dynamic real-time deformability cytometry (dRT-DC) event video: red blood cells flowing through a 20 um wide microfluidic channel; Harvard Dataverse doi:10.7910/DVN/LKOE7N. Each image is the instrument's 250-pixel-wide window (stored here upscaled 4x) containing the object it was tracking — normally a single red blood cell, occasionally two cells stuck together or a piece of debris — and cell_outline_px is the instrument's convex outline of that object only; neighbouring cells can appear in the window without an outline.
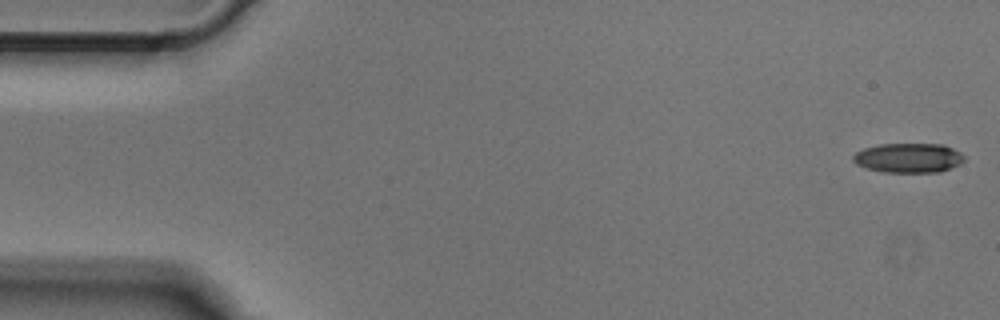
{"species": "Egyptian fruit bat (a non-hibernating species)", "species_latin": "Rousettus aegyptiacus", "temperature_condition": "cold", "stored_images_in_passage": 50, "camera_frame_rate_fps": 3000, "um_per_image_px": 0.085, "animal": {"sex": "male"}, "frame": {"image": 1, "passage_image": 1, "time_ms": 0.0, "image_size_px": [1000, 320], "cell_outline_px": [[964, 160], [960, 164], [940, 172], [880, 172], [864, 168], [856, 164], [852, 160], [852, 156], [856, 152], [864, 148], [880, 144], [940, 144], [952, 148], [960, 152], [964, 156]], "centroid_in_image_um": [77.19, 13.43], "position_along_channel_um": 7.8, "area_um2": 19.25}}
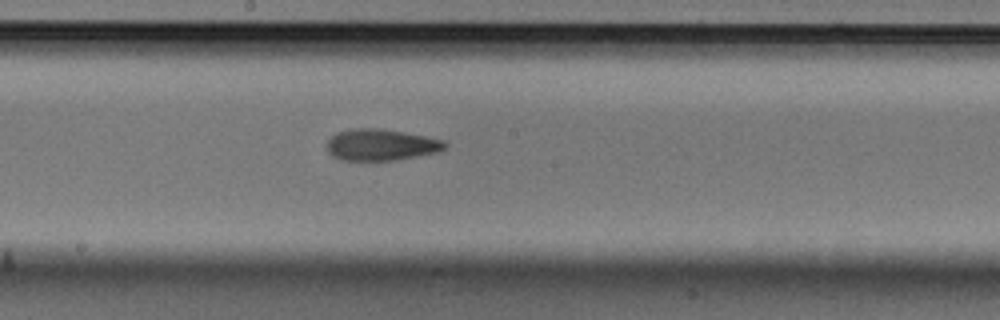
{"frame": {"image": 2, "passage_image": 26, "time_ms": 8.333, "image_size_px": [1000, 320], "cell_outline_px": [[448, 144], [440, 152], [396, 160], [340, 160], [332, 156], [328, 152], [328, 140], [336, 132], [356, 128], [376, 128], [404, 132], [444, 140]], "centroid_in_image_um": [32.4, 12.31], "position_along_channel_um": 215.8, "area_um2": 21.62}}
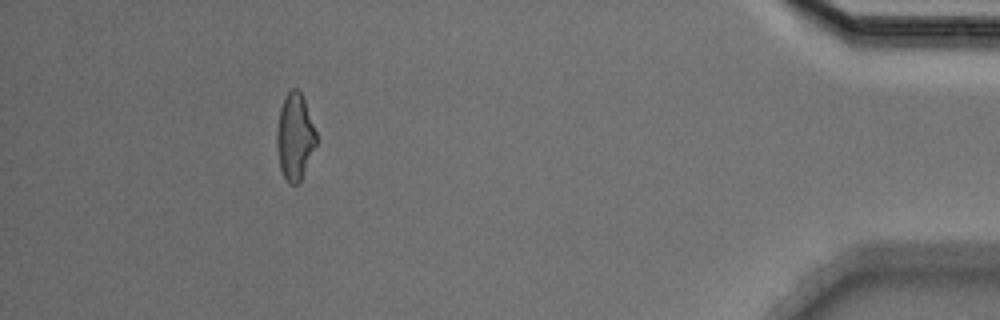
{"frame": {"image": 3, "passage_image": 45, "time_ms": 14.667, "image_size_px": [1000, 320], "cell_outline_px": [[316, 144], [300, 180], [296, 184], [288, 184], [280, 168], [276, 144], [276, 128], [280, 108], [288, 92], [292, 88], [296, 88], [300, 92], [304, 100], [316, 132]], "centroid_in_image_um": [25.04, 11.62], "position_along_channel_um": 410.2, "area_um2": 19.54}}